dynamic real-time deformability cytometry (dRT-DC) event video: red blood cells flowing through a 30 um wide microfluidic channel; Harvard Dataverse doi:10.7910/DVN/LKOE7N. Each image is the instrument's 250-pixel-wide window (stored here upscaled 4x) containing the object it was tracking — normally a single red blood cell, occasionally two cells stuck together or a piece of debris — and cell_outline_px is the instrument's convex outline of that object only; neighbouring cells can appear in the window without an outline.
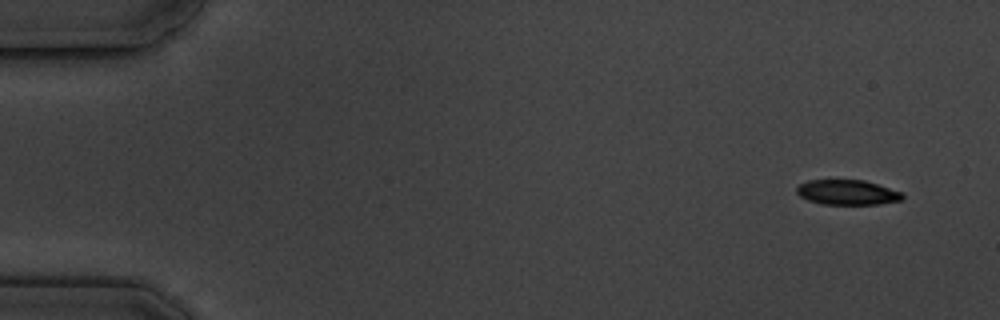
{"species": "common noctule bat (a hibernating species)", "species_latin": "Nyctalus noctula", "temperature_condition": "cold", "stored_images_in_passage": 5, "camera_frame_rate_fps": 3000, "um_per_image_px": 0.085, "animal": {"sex": "male", "body_mass_g": 19.5, "forearm_length_mm": 54.6}, "frame": {"image": 1, "passage_image": 1, "time_ms": 0.0, "image_size_px": [1000, 320], "cell_outline_px": [[904, 200], [880, 204], [820, 204], [808, 200], [800, 196], [796, 192], [796, 188], [800, 184], [808, 180], [864, 180], [904, 192]], "centroid_in_image_um": [72.06, 16.35], "position_along_channel_um": 12.9, "area_um2": 15.55}}
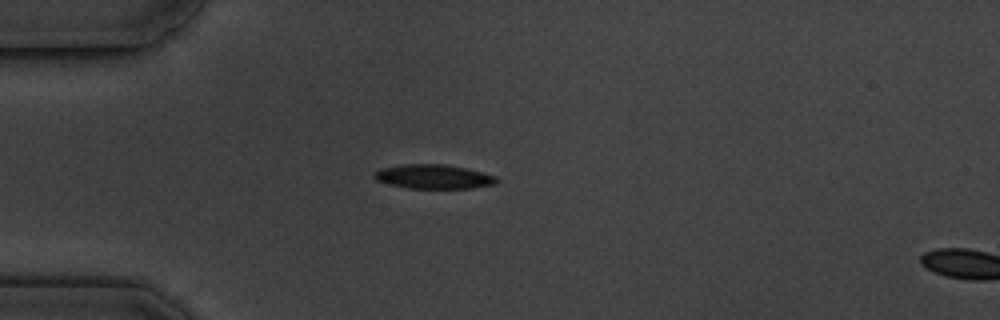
{"frame": {"image": 2, "passage_image": 4, "time_ms": 4.0, "image_size_px": [1000, 320], "cell_outline_px": [[500, 180], [496, 184], [472, 188], [408, 188], [388, 184], [376, 180], [372, 176], [380, 168], [404, 164], [444, 164], [468, 168], [496, 176]], "centroid_in_image_um": [36.88, 15.01], "position_along_channel_um": 48.1, "area_um2": 17.4}}